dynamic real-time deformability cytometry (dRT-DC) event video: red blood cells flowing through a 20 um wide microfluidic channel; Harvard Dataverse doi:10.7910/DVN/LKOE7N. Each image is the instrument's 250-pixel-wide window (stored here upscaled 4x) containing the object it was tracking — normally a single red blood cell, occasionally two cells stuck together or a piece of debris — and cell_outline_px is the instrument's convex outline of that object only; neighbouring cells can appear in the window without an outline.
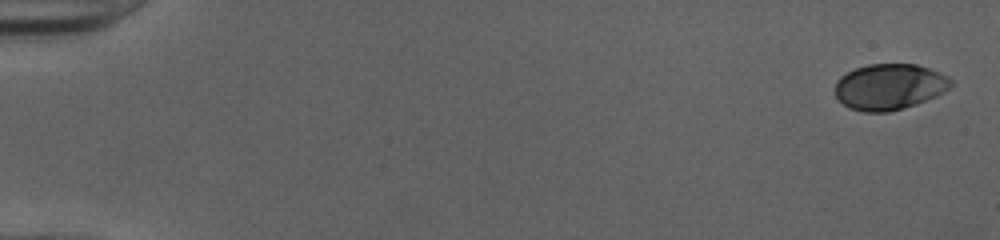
{"species": "human", "species_latin": "Homo sapiens", "temperature_condition": "cold", "stored_images_in_passage": 51, "camera_frame_rate_fps": 3000, "um_per_image_px": 0.085, "donor": {"sex": "female"}, "frame": {"image": 1, "passage_image": 1, "time_ms": 0.0, "image_size_px": [1000, 240], "cell_outline_px": [[952, 84], [944, 92], [936, 96], [916, 104], [888, 112], [864, 112], [848, 108], [836, 96], [836, 80], [840, 76], [856, 68], [868, 64], [916, 64], [940, 72], [948, 76], [952, 80]], "centroid_in_image_um": [75.6, 7.37], "position_along_channel_um": 9.4, "area_um2": 30.98}}
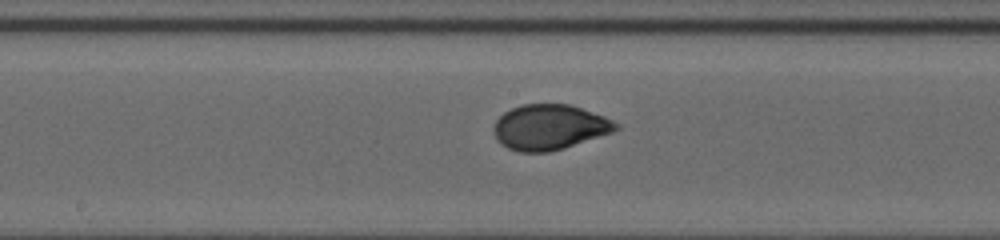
{"frame": {"image": 2, "passage_image": 28, "time_ms": 9.0, "image_size_px": [1000, 240], "cell_outline_px": [[620, 128], [612, 132], [564, 148], [548, 152], [516, 152], [500, 144], [496, 140], [492, 132], [492, 128], [496, 120], [504, 112], [512, 108], [524, 104], [568, 104], [604, 116], [620, 124]], "centroid_in_image_um": [46.67, 10.82], "position_along_channel_um": 201.5, "area_um2": 32.31}}
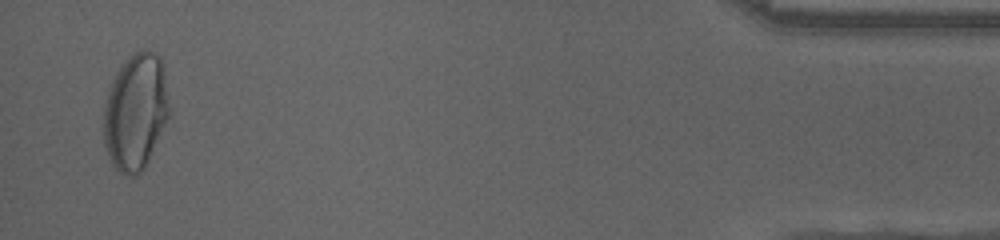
{"frame": {"image": 3, "passage_image": 50, "time_ms": 16.333, "image_size_px": [1000, 240], "cell_outline_px": [[168, 116], [144, 168], [136, 176], [124, 176], [112, 164], [104, 144], [104, 108], [112, 80], [120, 68], [140, 48], [148, 48], [156, 52], [160, 56], [164, 64], [168, 108]], "centroid_in_image_um": [11.52, 9.48], "position_along_channel_um": 423.7, "area_um2": 43.93}, "authors_computed_cell_mechanics": {"area_um2": 31.9634, "velocity_mm_per_s": 4.0326, "shape_relaxation_time_tau1_ms": 5.5472, "shape_relaxation_time_tau2_ms": null, "deformation_change_tau1": 0.1965, "deformation_change_tau2": null}}